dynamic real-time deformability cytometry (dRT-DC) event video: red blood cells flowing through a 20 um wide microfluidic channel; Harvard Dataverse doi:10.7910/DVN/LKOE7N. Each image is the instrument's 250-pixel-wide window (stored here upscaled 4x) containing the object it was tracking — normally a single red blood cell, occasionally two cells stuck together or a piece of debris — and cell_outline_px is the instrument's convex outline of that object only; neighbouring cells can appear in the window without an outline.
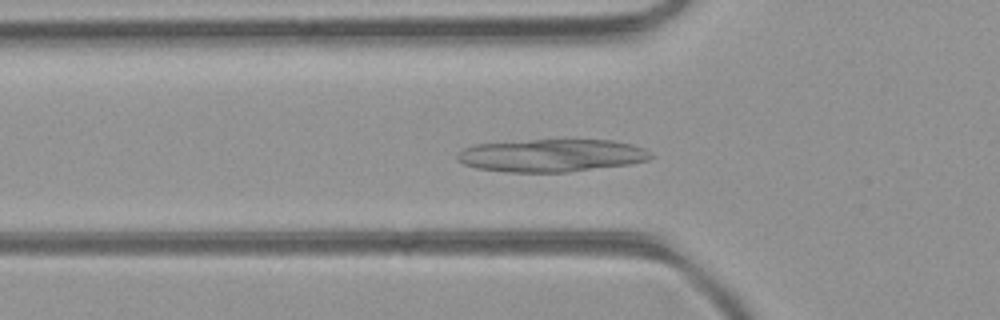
{"species": "common noctule bat (a hibernating species)", "species_latin": "Nyctalus noctula", "temperature_condition": "room temperature", "stored_images_in_passage": 10, "camera_frame_rate_fps": 3000, "um_per_image_px": 0.085, "animal": {"sex": "female", "body_mass_g": 21.9}, "frame": {"image": 1, "passage_image": 8, "time_ms": 2.333, "image_size_px": [1000, 320], "cell_outline_px": [[656, 156], [648, 160], [632, 164], [568, 172], [508, 172], [476, 168], [464, 164], [456, 160], [456, 156], [464, 148], [476, 144], [532, 140], [612, 140], [632, 144], [644, 148], [652, 152]], "centroid_in_image_um": [46.94, 13.22], "position_along_channel_um": 78.9, "area_um2": 37.05}}